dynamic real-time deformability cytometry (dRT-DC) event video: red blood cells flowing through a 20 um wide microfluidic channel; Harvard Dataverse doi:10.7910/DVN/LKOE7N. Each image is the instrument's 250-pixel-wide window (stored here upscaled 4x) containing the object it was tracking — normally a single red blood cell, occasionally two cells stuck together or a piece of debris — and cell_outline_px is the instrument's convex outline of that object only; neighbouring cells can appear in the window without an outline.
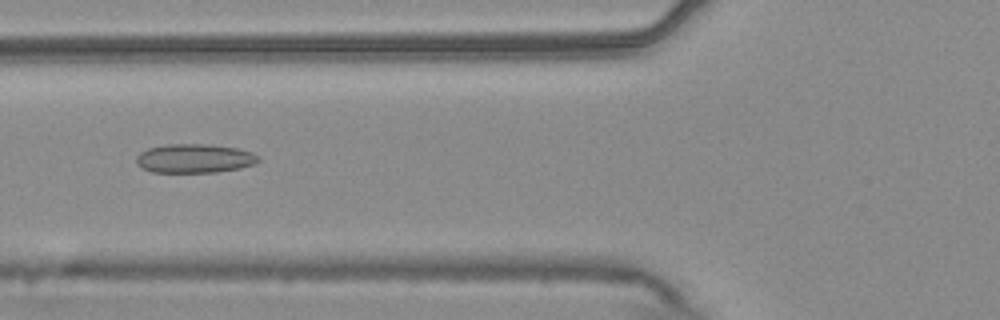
{"species": "common noctule bat (a hibernating species)", "species_latin": "Nyctalus noctula", "temperature_condition": "warm", "stored_images_in_passage": 42, "camera_frame_rate_fps": 3000, "um_per_image_px": 0.085, "animal": {"sex": "male", "body_mass_g": 20.4}, "frame": {"image": 1, "passage_image": 9, "time_ms": 2.667, "image_size_px": [1000, 320], "cell_outline_px": [[260, 160], [256, 164], [240, 168], [216, 172], [152, 172], [140, 168], [136, 164], [136, 156], [140, 152], [148, 148], [168, 144], [208, 144], [236, 148], [252, 152], [260, 156]], "centroid_in_image_um": [16.53, 13.47], "position_along_channel_um": 109.3, "area_um2": 20.81}}
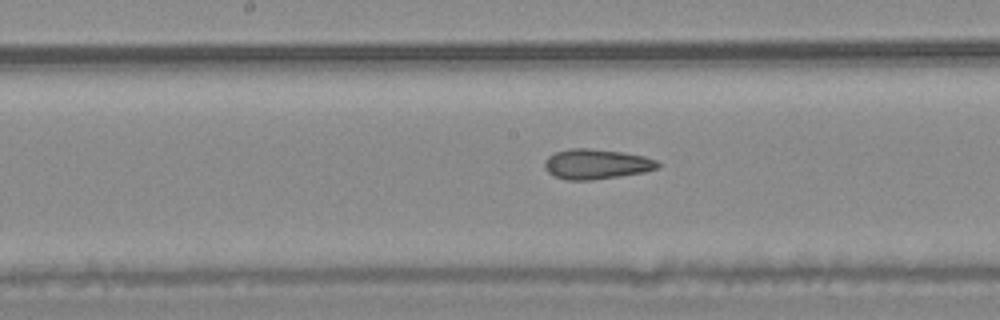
{"frame": {"image": 2, "passage_image": 16, "time_ms": 5.0, "image_size_px": [1000, 320], "cell_outline_px": [[660, 168], [644, 172], [620, 176], [592, 180], [568, 180], [552, 176], [544, 168], [544, 160], [548, 156], [556, 152], [568, 148], [588, 148], [620, 152], [644, 156], [656, 160], [660, 164]], "centroid_in_image_um": [50.66, 13.95], "position_along_channel_um": 197.5, "area_um2": 19.94}}
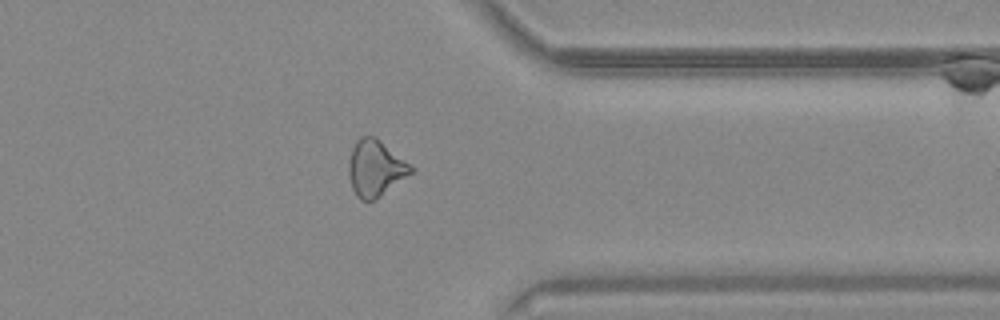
{"frame": {"image": 3, "passage_image": 31, "time_ms": 10.0, "image_size_px": [1000, 320], "cell_outline_px": [[416, 168], [412, 172], [380, 196], [372, 200], [360, 200], [356, 196], [352, 188], [348, 176], [348, 164], [352, 148], [356, 140], [360, 136], [376, 136], [412, 164]], "centroid_in_image_um": [31.91, 14.27], "position_along_channel_um": 379.5, "area_um2": 20.58}, "authors_computed_cell_mechanics": {"area_um2": 19.941, "velocity_mm_per_s": 3.7668, "shape_relaxation_time_tau1_ms": null, "shape_relaxation_time_tau2_ms": 3.1576, "deformation_change_tau1": null, "deformation_change_tau2": 0.1166}}